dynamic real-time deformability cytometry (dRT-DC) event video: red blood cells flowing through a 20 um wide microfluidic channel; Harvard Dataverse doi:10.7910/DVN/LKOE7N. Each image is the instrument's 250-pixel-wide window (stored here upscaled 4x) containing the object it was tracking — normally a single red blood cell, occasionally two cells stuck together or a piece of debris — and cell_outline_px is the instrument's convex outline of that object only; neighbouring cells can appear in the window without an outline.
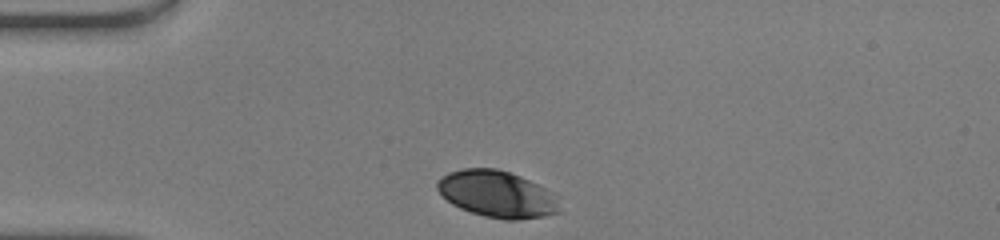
{"species": "human", "species_latin": "Homo sapiens", "temperature_condition": "warm", "stored_images_in_passage": 29, "camera_frame_rate_fps": 3000, "um_per_image_px": 0.085, "donor": {"sex": "male"}, "frame": {"image": 1, "passage_image": 1, "time_ms": 0.0, "image_size_px": [1000, 240], "cell_outline_px": [[560, 212], [544, 216], [520, 220], [504, 220], [484, 216], [460, 208], [452, 204], [436, 188], [436, 184], [448, 172], [464, 168], [496, 168], [520, 176], [552, 192]], "centroid_in_image_um": [42.23, 16.51], "position_along_channel_um": 42.8, "area_um2": 32.83}}
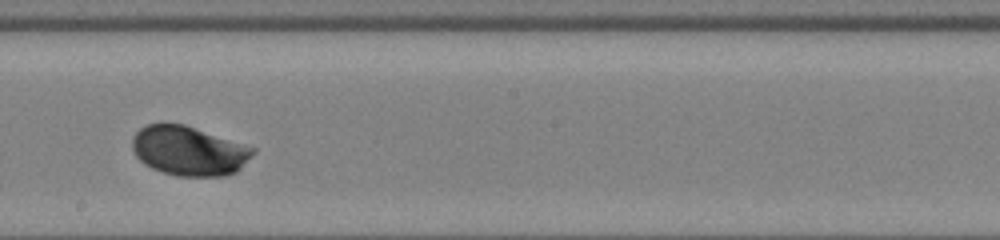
{"frame": {"image": 2, "passage_image": 17, "time_ms": 5.333, "image_size_px": [1000, 240], "cell_outline_px": [[256, 152], [236, 172], [224, 176], [176, 176], [152, 168], [144, 164], [136, 156], [132, 148], [132, 136], [140, 128], [148, 124], [184, 124], [256, 148]], "centroid_in_image_um": [16.05, 12.82], "position_along_channel_um": 232.1, "area_um2": 34.68}}
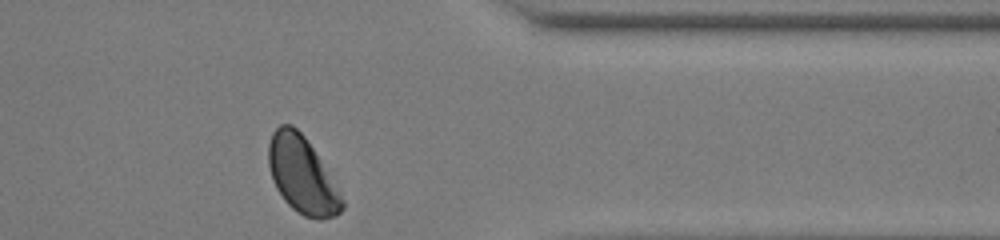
{"frame": {"image": 3, "passage_image": 29, "time_ms": 9.333, "image_size_px": [1000, 240], "cell_outline_px": [[344, 208], [336, 216], [320, 220], [316, 220], [304, 216], [292, 208], [284, 200], [276, 188], [272, 180], [268, 164], [268, 144], [272, 132], [280, 124], [292, 124], [304, 136], [312, 148], [344, 200]], "centroid_in_image_um": [25.64, 14.9], "position_along_channel_um": 385.8, "area_um2": 32.54}, "authors_computed_cell_mechanics": {"area_um2": 34.1598, "velocity_mm_per_s": 4.1321, "shape_relaxation_time_tau1_ms": 1.6742, "shape_relaxation_time_tau2_ms": null, "deformation_change_tau1": 0.0906, "deformation_change_tau2": null}}